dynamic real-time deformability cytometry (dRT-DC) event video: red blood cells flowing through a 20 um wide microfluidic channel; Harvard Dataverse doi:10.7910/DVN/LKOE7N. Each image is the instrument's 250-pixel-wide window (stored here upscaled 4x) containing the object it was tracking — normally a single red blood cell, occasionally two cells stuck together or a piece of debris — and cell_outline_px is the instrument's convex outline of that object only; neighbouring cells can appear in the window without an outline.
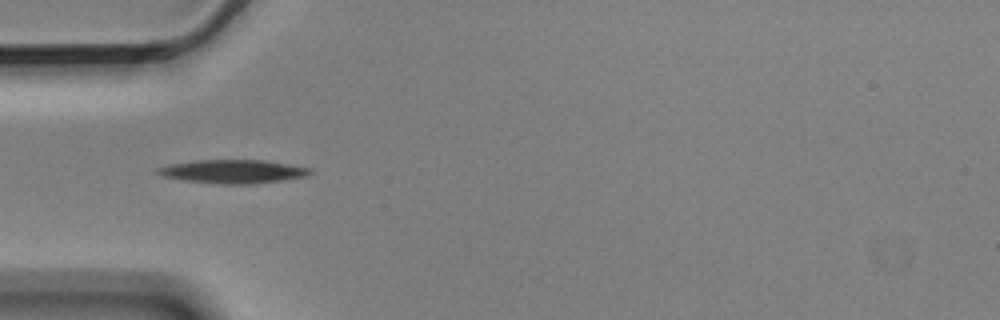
{"species": "Egyptian fruit bat (a non-hibernating species)", "species_latin": "Rousettus aegyptiacus", "temperature_condition": "cold", "stored_images_in_passage": 40, "camera_frame_rate_fps": 3000, "um_per_image_px": 0.085, "animal": {"sex": "male"}, "frame": {"image": 1, "passage_image": 1, "time_ms": 0.0, "image_size_px": [1000, 320], "cell_outline_px": [[312, 172], [308, 176], [284, 180], [252, 184], [220, 184], [184, 180], [160, 176], [152, 172], [156, 168], [168, 164], [196, 160], [264, 160], [312, 168]], "centroid_in_image_um": [19.76, 14.58], "position_along_channel_um": 65.2, "area_um2": 21.21}}
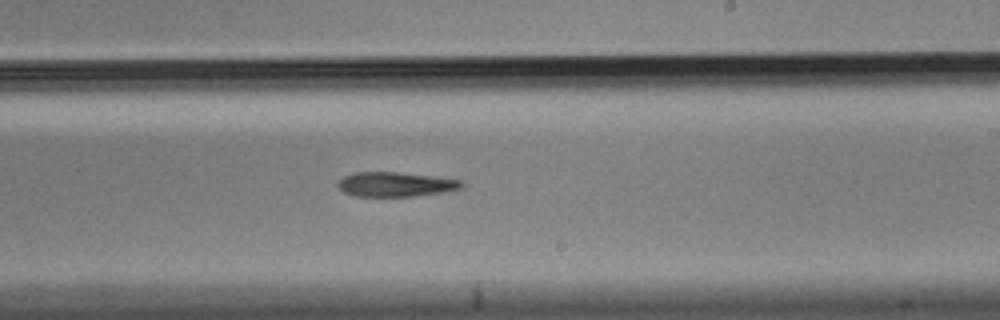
{"frame": {"image": 2, "passage_image": 17, "time_ms": 5.333, "image_size_px": [1000, 320], "cell_outline_px": [[464, 184], [460, 188], [444, 192], [412, 196], [356, 196], [344, 192], [336, 184], [344, 176], [352, 172], [396, 172], [460, 180]], "centroid_in_image_um": [33.57, 15.67], "position_along_channel_um": 255.4, "area_um2": 17.4}}
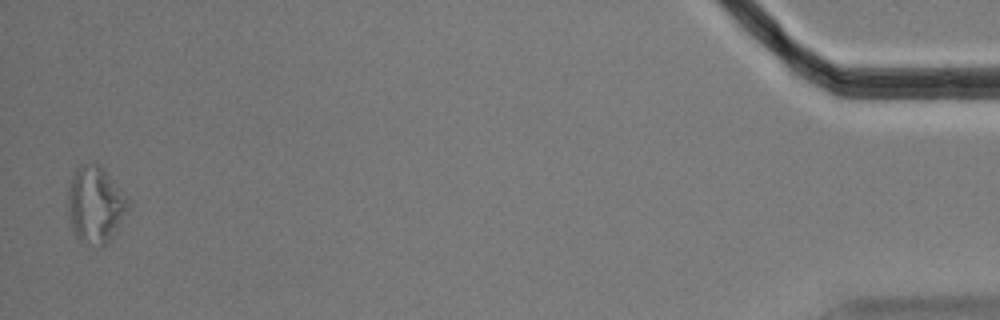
{"frame": {"image": 3, "passage_image": 39, "time_ms": 12.667, "image_size_px": [1000, 320], "cell_outline_px": [[132, 208], [116, 232], [100, 248], [96, 248], [80, 240], [76, 236], [72, 228], [68, 208], [68, 188], [72, 176], [76, 168], [84, 164], [96, 164], [104, 168], [132, 200]], "centroid_in_image_um": [8.18, 17.41], "position_along_channel_um": 427.0, "area_um2": 27.57}}